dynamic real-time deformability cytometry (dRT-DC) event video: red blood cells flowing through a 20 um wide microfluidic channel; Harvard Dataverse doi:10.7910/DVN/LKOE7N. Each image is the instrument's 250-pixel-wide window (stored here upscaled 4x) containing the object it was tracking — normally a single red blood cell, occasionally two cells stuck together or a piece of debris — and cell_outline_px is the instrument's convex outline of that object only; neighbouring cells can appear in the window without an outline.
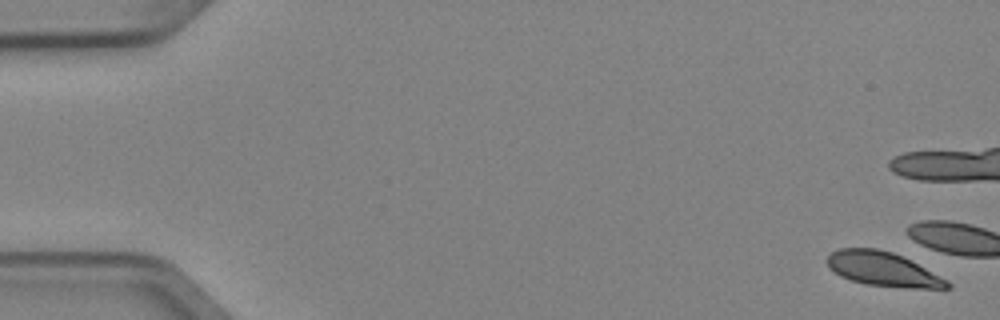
{"species": "Egyptian fruit bat (a non-hibernating species)", "species_latin": "Rousettus aegyptiacus", "temperature_condition": "cold", "stored_images_in_passage": 6, "camera_frame_rate_fps": 3000, "um_per_image_px": 0.085, "animal": {"sex": "female"}, "frame": {"image": 1, "passage_image": 1, "time_ms": 0.0, "image_size_px": [1000, 320], "cell_outline_px": [[952, 288], [908, 288], [864, 284], [840, 276], [828, 268], [828, 256], [832, 252], [840, 248], [876, 248], [892, 252], [948, 280], [952, 284]], "centroid_in_image_um": [75.03, 22.89], "position_along_channel_um": 10.0, "area_um2": 23.64}}